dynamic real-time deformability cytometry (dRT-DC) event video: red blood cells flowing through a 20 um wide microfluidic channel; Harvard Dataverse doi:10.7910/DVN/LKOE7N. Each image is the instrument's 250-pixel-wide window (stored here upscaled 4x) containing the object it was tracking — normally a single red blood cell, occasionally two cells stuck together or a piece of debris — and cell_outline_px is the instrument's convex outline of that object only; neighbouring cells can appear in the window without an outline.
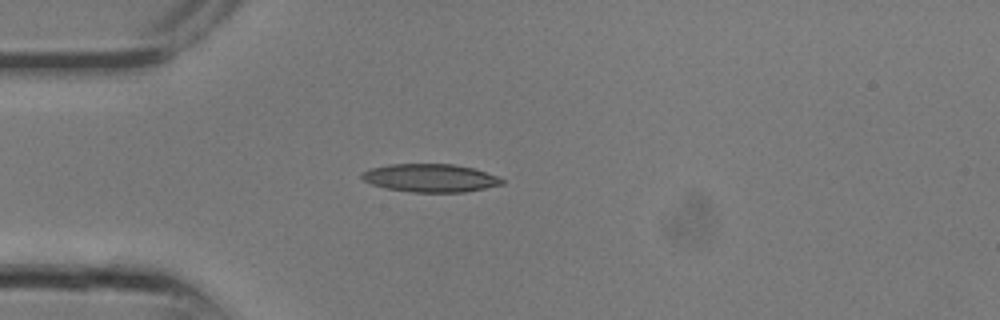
{"species": "common noctule bat (a hibernating species)", "species_latin": "Nyctalus noctula", "temperature_condition": "room temperature", "stored_images_in_passage": 11, "camera_frame_rate_fps": 3000, "um_per_image_px": 0.085, "animal": {"sex": "male", "body_mass_g": 13.3}, "frame": {"image": 1, "passage_image": 7, "time_ms": 2.0, "image_size_px": [1000, 320], "cell_outline_px": [[504, 184], [464, 192], [412, 192], [384, 188], [372, 184], [364, 180], [360, 176], [360, 172], [372, 168], [388, 164], [452, 164], [472, 168], [500, 176], [504, 180]], "centroid_in_image_um": [36.57, 15.13], "position_along_channel_um": 48.4, "area_um2": 23.0}}
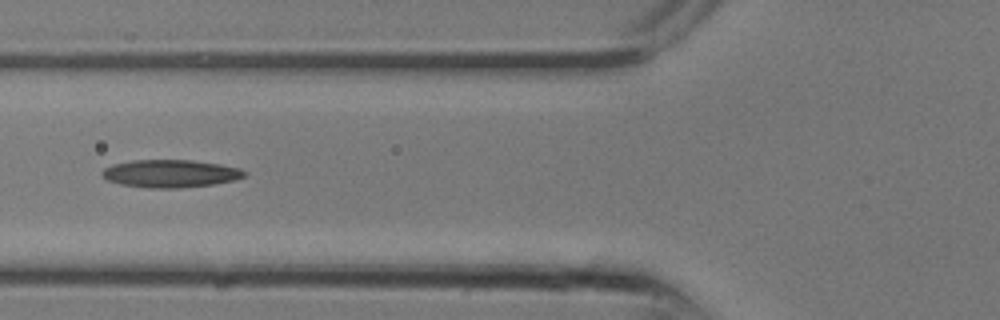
{"frame": {"image": 2, "passage_image": 10, "time_ms": 3.0, "image_size_px": [1000, 320], "cell_outline_px": [[248, 172], [244, 176], [232, 180], [212, 184], [180, 188], [148, 188], [120, 184], [108, 180], [100, 172], [104, 168], [112, 164], [132, 160], [192, 160], [220, 164], [240, 168]], "centroid_in_image_um": [14.47, 14.74], "position_along_channel_um": 111.3, "area_um2": 22.95}}